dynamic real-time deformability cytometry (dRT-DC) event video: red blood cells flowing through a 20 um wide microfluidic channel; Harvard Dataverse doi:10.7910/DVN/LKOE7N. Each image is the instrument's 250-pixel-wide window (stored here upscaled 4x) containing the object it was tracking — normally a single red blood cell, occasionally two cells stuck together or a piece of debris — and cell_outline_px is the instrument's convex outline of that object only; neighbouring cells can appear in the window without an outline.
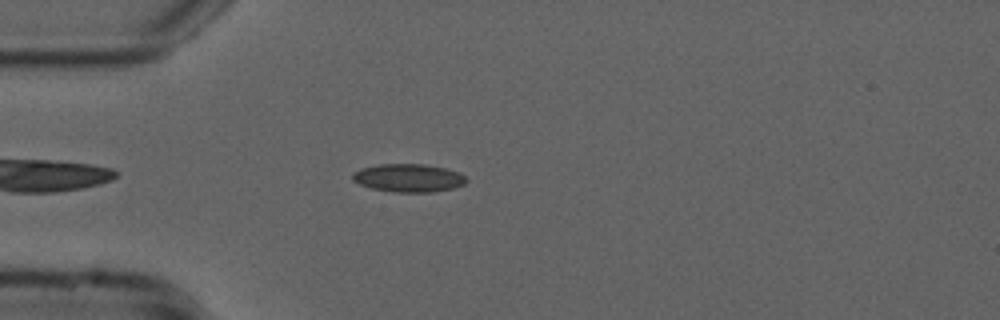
{"species": "common noctule bat (a hibernating species)", "species_latin": "Nyctalus noctula", "temperature_condition": "cold", "stored_images_in_passage": 41, "camera_frame_rate_fps": 3000, "um_per_image_px": 0.085, "animal": {"sex": "male", "forearm_length_mm": 52.5}, "frame": {"image": 1, "passage_image": 5, "time_ms": 1.333, "image_size_px": [1000, 320], "cell_outline_px": [[468, 180], [464, 184], [452, 188], [432, 192], [396, 192], [372, 188], [360, 184], [352, 180], [352, 172], [360, 168], [380, 164], [424, 164], [444, 168], [460, 172]], "centroid_in_image_um": [34.71, 15.12], "position_along_channel_um": 50.3, "area_um2": 18.61}}
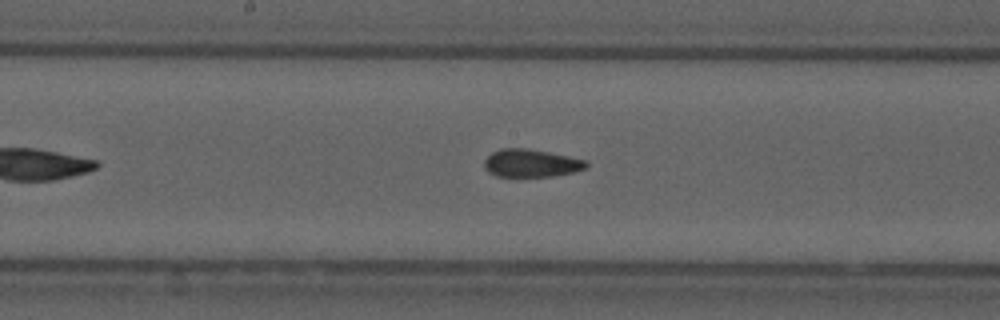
{"frame": {"image": 2, "passage_image": 18, "time_ms": 5.667, "image_size_px": [1000, 320], "cell_outline_px": [[588, 168], [572, 172], [552, 176], [496, 176], [488, 172], [484, 168], [484, 160], [492, 152], [500, 148], [528, 148], [588, 160]], "centroid_in_image_um": [45.14, 13.86], "position_along_channel_um": 203.1, "area_um2": 16.59}}
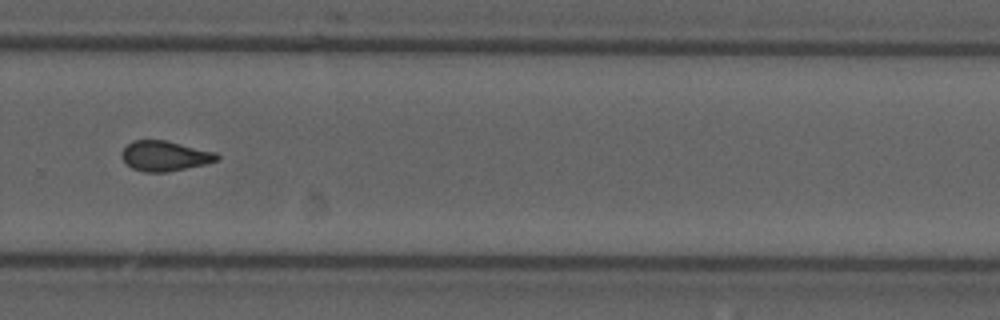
{"frame": {"image": 3, "passage_image": 27, "time_ms": 8.667, "image_size_px": [1000, 320], "cell_outline_px": [[220, 160], [204, 164], [168, 172], [144, 172], [132, 168], [120, 156], [120, 152], [132, 140], [164, 140], [216, 152], [220, 156]], "centroid_in_image_um": [14.01, 13.25], "position_along_channel_um": 315.8, "area_um2": 16.7}, "authors_computed_cell_mechanics": {"area_um2": 16.9932, "velocity_mm_per_s": 3.7796, "shape_relaxation_time_tau1_ms": 11.1274, "shape_relaxation_time_tau2_ms": 2.2533, "deformation_change_tau1": 0.2022, "deformation_change_tau2": 0.0886}}